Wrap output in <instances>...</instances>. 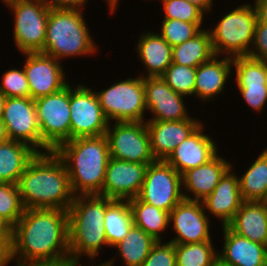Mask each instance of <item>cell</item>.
<instances>
[{
  "instance_id": "obj_21",
  "label": "cell",
  "mask_w": 267,
  "mask_h": 266,
  "mask_svg": "<svg viewBox=\"0 0 267 266\" xmlns=\"http://www.w3.org/2000/svg\"><path fill=\"white\" fill-rule=\"evenodd\" d=\"M223 249L218 263L223 266H267V246L242 237L227 226L222 227Z\"/></svg>"
},
{
  "instance_id": "obj_47",
  "label": "cell",
  "mask_w": 267,
  "mask_h": 266,
  "mask_svg": "<svg viewBox=\"0 0 267 266\" xmlns=\"http://www.w3.org/2000/svg\"><path fill=\"white\" fill-rule=\"evenodd\" d=\"M12 227L0 216V239H11Z\"/></svg>"
},
{
  "instance_id": "obj_25",
  "label": "cell",
  "mask_w": 267,
  "mask_h": 266,
  "mask_svg": "<svg viewBox=\"0 0 267 266\" xmlns=\"http://www.w3.org/2000/svg\"><path fill=\"white\" fill-rule=\"evenodd\" d=\"M137 48L139 59L143 63L145 73L141 77H161L172 64V46L159 34L147 31L139 36Z\"/></svg>"
},
{
  "instance_id": "obj_26",
  "label": "cell",
  "mask_w": 267,
  "mask_h": 266,
  "mask_svg": "<svg viewBox=\"0 0 267 266\" xmlns=\"http://www.w3.org/2000/svg\"><path fill=\"white\" fill-rule=\"evenodd\" d=\"M37 153L31 146L19 141L9 139L0 143V182L18 184Z\"/></svg>"
},
{
  "instance_id": "obj_22",
  "label": "cell",
  "mask_w": 267,
  "mask_h": 266,
  "mask_svg": "<svg viewBox=\"0 0 267 266\" xmlns=\"http://www.w3.org/2000/svg\"><path fill=\"white\" fill-rule=\"evenodd\" d=\"M234 165L220 179L214 191L202 202L208 214L220 219L221 225L227 226L244 202L239 187L238 175ZM233 171V172H232Z\"/></svg>"
},
{
  "instance_id": "obj_38",
  "label": "cell",
  "mask_w": 267,
  "mask_h": 266,
  "mask_svg": "<svg viewBox=\"0 0 267 266\" xmlns=\"http://www.w3.org/2000/svg\"><path fill=\"white\" fill-rule=\"evenodd\" d=\"M0 92L7 97H30L24 69L7 70L1 77Z\"/></svg>"
},
{
  "instance_id": "obj_15",
  "label": "cell",
  "mask_w": 267,
  "mask_h": 266,
  "mask_svg": "<svg viewBox=\"0 0 267 266\" xmlns=\"http://www.w3.org/2000/svg\"><path fill=\"white\" fill-rule=\"evenodd\" d=\"M23 69L28 80L30 98L35 100L42 96L56 93L66 87V81L61 62L52 56L41 52L24 53Z\"/></svg>"
},
{
  "instance_id": "obj_11",
  "label": "cell",
  "mask_w": 267,
  "mask_h": 266,
  "mask_svg": "<svg viewBox=\"0 0 267 266\" xmlns=\"http://www.w3.org/2000/svg\"><path fill=\"white\" fill-rule=\"evenodd\" d=\"M109 123L92 88L70 85V139L104 135Z\"/></svg>"
},
{
  "instance_id": "obj_17",
  "label": "cell",
  "mask_w": 267,
  "mask_h": 266,
  "mask_svg": "<svg viewBox=\"0 0 267 266\" xmlns=\"http://www.w3.org/2000/svg\"><path fill=\"white\" fill-rule=\"evenodd\" d=\"M145 105L153 115V121H179L191 117L184 102V96L170 88L162 77L144 78Z\"/></svg>"
},
{
  "instance_id": "obj_36",
  "label": "cell",
  "mask_w": 267,
  "mask_h": 266,
  "mask_svg": "<svg viewBox=\"0 0 267 266\" xmlns=\"http://www.w3.org/2000/svg\"><path fill=\"white\" fill-rule=\"evenodd\" d=\"M203 23H188L177 19H163L161 22L160 35L172 47L182 44L193 38L203 28Z\"/></svg>"
},
{
  "instance_id": "obj_31",
  "label": "cell",
  "mask_w": 267,
  "mask_h": 266,
  "mask_svg": "<svg viewBox=\"0 0 267 266\" xmlns=\"http://www.w3.org/2000/svg\"><path fill=\"white\" fill-rule=\"evenodd\" d=\"M104 229L109 247H114L134 225L128 200L114 199L106 208Z\"/></svg>"
},
{
  "instance_id": "obj_34",
  "label": "cell",
  "mask_w": 267,
  "mask_h": 266,
  "mask_svg": "<svg viewBox=\"0 0 267 266\" xmlns=\"http://www.w3.org/2000/svg\"><path fill=\"white\" fill-rule=\"evenodd\" d=\"M161 77L179 95L194 96L196 68L172 63Z\"/></svg>"
},
{
  "instance_id": "obj_10",
  "label": "cell",
  "mask_w": 267,
  "mask_h": 266,
  "mask_svg": "<svg viewBox=\"0 0 267 266\" xmlns=\"http://www.w3.org/2000/svg\"><path fill=\"white\" fill-rule=\"evenodd\" d=\"M137 198L170 213L184 199L181 174L166 161L156 160L148 165Z\"/></svg>"
},
{
  "instance_id": "obj_28",
  "label": "cell",
  "mask_w": 267,
  "mask_h": 266,
  "mask_svg": "<svg viewBox=\"0 0 267 266\" xmlns=\"http://www.w3.org/2000/svg\"><path fill=\"white\" fill-rule=\"evenodd\" d=\"M128 202L134 225L142 228L156 241H163L162 233L170 227L169 212L142 202L137 197L129 199Z\"/></svg>"
},
{
  "instance_id": "obj_35",
  "label": "cell",
  "mask_w": 267,
  "mask_h": 266,
  "mask_svg": "<svg viewBox=\"0 0 267 266\" xmlns=\"http://www.w3.org/2000/svg\"><path fill=\"white\" fill-rule=\"evenodd\" d=\"M17 184L0 182V216L13 227L24 213Z\"/></svg>"
},
{
  "instance_id": "obj_42",
  "label": "cell",
  "mask_w": 267,
  "mask_h": 266,
  "mask_svg": "<svg viewBox=\"0 0 267 266\" xmlns=\"http://www.w3.org/2000/svg\"><path fill=\"white\" fill-rule=\"evenodd\" d=\"M50 8L56 9H84L88 0H46Z\"/></svg>"
},
{
  "instance_id": "obj_6",
  "label": "cell",
  "mask_w": 267,
  "mask_h": 266,
  "mask_svg": "<svg viewBox=\"0 0 267 266\" xmlns=\"http://www.w3.org/2000/svg\"><path fill=\"white\" fill-rule=\"evenodd\" d=\"M257 15L252 4L237 6L210 30L215 55L230 58L248 56L254 38Z\"/></svg>"
},
{
  "instance_id": "obj_39",
  "label": "cell",
  "mask_w": 267,
  "mask_h": 266,
  "mask_svg": "<svg viewBox=\"0 0 267 266\" xmlns=\"http://www.w3.org/2000/svg\"><path fill=\"white\" fill-rule=\"evenodd\" d=\"M141 266H177L175 244L157 241Z\"/></svg>"
},
{
  "instance_id": "obj_40",
  "label": "cell",
  "mask_w": 267,
  "mask_h": 266,
  "mask_svg": "<svg viewBox=\"0 0 267 266\" xmlns=\"http://www.w3.org/2000/svg\"><path fill=\"white\" fill-rule=\"evenodd\" d=\"M244 101L255 112H262L267 105V84L236 85Z\"/></svg>"
},
{
  "instance_id": "obj_30",
  "label": "cell",
  "mask_w": 267,
  "mask_h": 266,
  "mask_svg": "<svg viewBox=\"0 0 267 266\" xmlns=\"http://www.w3.org/2000/svg\"><path fill=\"white\" fill-rule=\"evenodd\" d=\"M157 241L142 228L133 225L127 235L113 248H117V255L125 266H141L152 246Z\"/></svg>"
},
{
  "instance_id": "obj_13",
  "label": "cell",
  "mask_w": 267,
  "mask_h": 266,
  "mask_svg": "<svg viewBox=\"0 0 267 266\" xmlns=\"http://www.w3.org/2000/svg\"><path fill=\"white\" fill-rule=\"evenodd\" d=\"M1 118L10 140L25 143L41 153V133L33 99L7 97Z\"/></svg>"
},
{
  "instance_id": "obj_44",
  "label": "cell",
  "mask_w": 267,
  "mask_h": 266,
  "mask_svg": "<svg viewBox=\"0 0 267 266\" xmlns=\"http://www.w3.org/2000/svg\"><path fill=\"white\" fill-rule=\"evenodd\" d=\"M11 239H0V266H8L10 263Z\"/></svg>"
},
{
  "instance_id": "obj_46",
  "label": "cell",
  "mask_w": 267,
  "mask_h": 266,
  "mask_svg": "<svg viewBox=\"0 0 267 266\" xmlns=\"http://www.w3.org/2000/svg\"><path fill=\"white\" fill-rule=\"evenodd\" d=\"M187 2H190L194 5H196L198 8H200L204 13H208L209 10L212 13L213 3L214 0H186Z\"/></svg>"
},
{
  "instance_id": "obj_18",
  "label": "cell",
  "mask_w": 267,
  "mask_h": 266,
  "mask_svg": "<svg viewBox=\"0 0 267 266\" xmlns=\"http://www.w3.org/2000/svg\"><path fill=\"white\" fill-rule=\"evenodd\" d=\"M196 119L153 121L146 119L151 152L155 160H166L175 148L203 122Z\"/></svg>"
},
{
  "instance_id": "obj_50",
  "label": "cell",
  "mask_w": 267,
  "mask_h": 266,
  "mask_svg": "<svg viewBox=\"0 0 267 266\" xmlns=\"http://www.w3.org/2000/svg\"><path fill=\"white\" fill-rule=\"evenodd\" d=\"M120 0H106V3L108 2L107 6L109 8V12L115 13L116 9L118 8Z\"/></svg>"
},
{
  "instance_id": "obj_20",
  "label": "cell",
  "mask_w": 267,
  "mask_h": 266,
  "mask_svg": "<svg viewBox=\"0 0 267 266\" xmlns=\"http://www.w3.org/2000/svg\"><path fill=\"white\" fill-rule=\"evenodd\" d=\"M231 167L232 163L217 153L207 163L185 171L181 175L184 199L203 201L214 191L220 179Z\"/></svg>"
},
{
  "instance_id": "obj_41",
  "label": "cell",
  "mask_w": 267,
  "mask_h": 266,
  "mask_svg": "<svg viewBox=\"0 0 267 266\" xmlns=\"http://www.w3.org/2000/svg\"><path fill=\"white\" fill-rule=\"evenodd\" d=\"M249 57L267 62V24L256 22Z\"/></svg>"
},
{
  "instance_id": "obj_14",
  "label": "cell",
  "mask_w": 267,
  "mask_h": 266,
  "mask_svg": "<svg viewBox=\"0 0 267 266\" xmlns=\"http://www.w3.org/2000/svg\"><path fill=\"white\" fill-rule=\"evenodd\" d=\"M202 201L183 199L169 213V226L177 234L169 242L174 244L212 241L210 218ZM173 225V226H172Z\"/></svg>"
},
{
  "instance_id": "obj_45",
  "label": "cell",
  "mask_w": 267,
  "mask_h": 266,
  "mask_svg": "<svg viewBox=\"0 0 267 266\" xmlns=\"http://www.w3.org/2000/svg\"><path fill=\"white\" fill-rule=\"evenodd\" d=\"M254 8L257 15V22L267 24V0H255Z\"/></svg>"
},
{
  "instance_id": "obj_16",
  "label": "cell",
  "mask_w": 267,
  "mask_h": 266,
  "mask_svg": "<svg viewBox=\"0 0 267 266\" xmlns=\"http://www.w3.org/2000/svg\"><path fill=\"white\" fill-rule=\"evenodd\" d=\"M148 165L110 157L106 166L102 196L116 200H129L137 197Z\"/></svg>"
},
{
  "instance_id": "obj_4",
  "label": "cell",
  "mask_w": 267,
  "mask_h": 266,
  "mask_svg": "<svg viewBox=\"0 0 267 266\" xmlns=\"http://www.w3.org/2000/svg\"><path fill=\"white\" fill-rule=\"evenodd\" d=\"M114 199L102 195L75 196L69 217V256L80 259L87 256L90 264L97 258L100 249L109 246L104 229L107 206Z\"/></svg>"
},
{
  "instance_id": "obj_3",
  "label": "cell",
  "mask_w": 267,
  "mask_h": 266,
  "mask_svg": "<svg viewBox=\"0 0 267 266\" xmlns=\"http://www.w3.org/2000/svg\"><path fill=\"white\" fill-rule=\"evenodd\" d=\"M54 151L66 166L74 196L102 195L106 166L110 158L105 134L70 139Z\"/></svg>"
},
{
  "instance_id": "obj_9",
  "label": "cell",
  "mask_w": 267,
  "mask_h": 266,
  "mask_svg": "<svg viewBox=\"0 0 267 266\" xmlns=\"http://www.w3.org/2000/svg\"><path fill=\"white\" fill-rule=\"evenodd\" d=\"M41 133V153L70 140V84L34 100Z\"/></svg>"
},
{
  "instance_id": "obj_51",
  "label": "cell",
  "mask_w": 267,
  "mask_h": 266,
  "mask_svg": "<svg viewBox=\"0 0 267 266\" xmlns=\"http://www.w3.org/2000/svg\"><path fill=\"white\" fill-rule=\"evenodd\" d=\"M5 103H6V97L0 92V118L3 115Z\"/></svg>"
},
{
  "instance_id": "obj_33",
  "label": "cell",
  "mask_w": 267,
  "mask_h": 266,
  "mask_svg": "<svg viewBox=\"0 0 267 266\" xmlns=\"http://www.w3.org/2000/svg\"><path fill=\"white\" fill-rule=\"evenodd\" d=\"M237 85L266 84L267 62L249 56L232 58Z\"/></svg>"
},
{
  "instance_id": "obj_52",
  "label": "cell",
  "mask_w": 267,
  "mask_h": 266,
  "mask_svg": "<svg viewBox=\"0 0 267 266\" xmlns=\"http://www.w3.org/2000/svg\"><path fill=\"white\" fill-rule=\"evenodd\" d=\"M13 1H14V0H2V3L6 5V4H8V3H10V2H13Z\"/></svg>"
},
{
  "instance_id": "obj_5",
  "label": "cell",
  "mask_w": 267,
  "mask_h": 266,
  "mask_svg": "<svg viewBox=\"0 0 267 266\" xmlns=\"http://www.w3.org/2000/svg\"><path fill=\"white\" fill-rule=\"evenodd\" d=\"M82 11L80 9H49L42 53L61 62L64 58L92 56L98 52L99 49L93 41Z\"/></svg>"
},
{
  "instance_id": "obj_43",
  "label": "cell",
  "mask_w": 267,
  "mask_h": 266,
  "mask_svg": "<svg viewBox=\"0 0 267 266\" xmlns=\"http://www.w3.org/2000/svg\"><path fill=\"white\" fill-rule=\"evenodd\" d=\"M15 266H69V258L63 260L14 261Z\"/></svg>"
},
{
  "instance_id": "obj_2",
  "label": "cell",
  "mask_w": 267,
  "mask_h": 266,
  "mask_svg": "<svg viewBox=\"0 0 267 266\" xmlns=\"http://www.w3.org/2000/svg\"><path fill=\"white\" fill-rule=\"evenodd\" d=\"M17 185L25 209L68 210L75 197L66 166L55 151L37 153Z\"/></svg>"
},
{
  "instance_id": "obj_7",
  "label": "cell",
  "mask_w": 267,
  "mask_h": 266,
  "mask_svg": "<svg viewBox=\"0 0 267 266\" xmlns=\"http://www.w3.org/2000/svg\"><path fill=\"white\" fill-rule=\"evenodd\" d=\"M104 115L109 122H143L145 113L144 78L139 74L115 82L97 92ZM146 111V112H145Z\"/></svg>"
},
{
  "instance_id": "obj_48",
  "label": "cell",
  "mask_w": 267,
  "mask_h": 266,
  "mask_svg": "<svg viewBox=\"0 0 267 266\" xmlns=\"http://www.w3.org/2000/svg\"><path fill=\"white\" fill-rule=\"evenodd\" d=\"M115 257H113V259L111 258L109 261H106V262H104V263H100V264H96L95 266H114V261H115V259H114ZM81 261H80V259H73V258H69V266H85V265H83L82 263H80ZM89 266V265H88ZM90 266H93V264L92 265H90Z\"/></svg>"
},
{
  "instance_id": "obj_49",
  "label": "cell",
  "mask_w": 267,
  "mask_h": 266,
  "mask_svg": "<svg viewBox=\"0 0 267 266\" xmlns=\"http://www.w3.org/2000/svg\"><path fill=\"white\" fill-rule=\"evenodd\" d=\"M7 140H9V137L6 131V126L2 121V118H0V143L5 142Z\"/></svg>"
},
{
  "instance_id": "obj_29",
  "label": "cell",
  "mask_w": 267,
  "mask_h": 266,
  "mask_svg": "<svg viewBox=\"0 0 267 266\" xmlns=\"http://www.w3.org/2000/svg\"><path fill=\"white\" fill-rule=\"evenodd\" d=\"M238 178L243 201L267 202V147Z\"/></svg>"
},
{
  "instance_id": "obj_8",
  "label": "cell",
  "mask_w": 267,
  "mask_h": 266,
  "mask_svg": "<svg viewBox=\"0 0 267 266\" xmlns=\"http://www.w3.org/2000/svg\"><path fill=\"white\" fill-rule=\"evenodd\" d=\"M14 16L13 39L22 53L43 52L49 5L46 0H14L6 4Z\"/></svg>"
},
{
  "instance_id": "obj_32",
  "label": "cell",
  "mask_w": 267,
  "mask_h": 266,
  "mask_svg": "<svg viewBox=\"0 0 267 266\" xmlns=\"http://www.w3.org/2000/svg\"><path fill=\"white\" fill-rule=\"evenodd\" d=\"M177 266H216L218 250L212 241L175 244Z\"/></svg>"
},
{
  "instance_id": "obj_12",
  "label": "cell",
  "mask_w": 267,
  "mask_h": 266,
  "mask_svg": "<svg viewBox=\"0 0 267 266\" xmlns=\"http://www.w3.org/2000/svg\"><path fill=\"white\" fill-rule=\"evenodd\" d=\"M105 136L111 158L146 164L156 161L151 152L146 121L109 123Z\"/></svg>"
},
{
  "instance_id": "obj_37",
  "label": "cell",
  "mask_w": 267,
  "mask_h": 266,
  "mask_svg": "<svg viewBox=\"0 0 267 266\" xmlns=\"http://www.w3.org/2000/svg\"><path fill=\"white\" fill-rule=\"evenodd\" d=\"M163 4V19H177L188 23H203L205 13L186 0H160Z\"/></svg>"
},
{
  "instance_id": "obj_1",
  "label": "cell",
  "mask_w": 267,
  "mask_h": 266,
  "mask_svg": "<svg viewBox=\"0 0 267 266\" xmlns=\"http://www.w3.org/2000/svg\"><path fill=\"white\" fill-rule=\"evenodd\" d=\"M68 258V210L25 209L22 217L12 227L10 262Z\"/></svg>"
},
{
  "instance_id": "obj_19",
  "label": "cell",
  "mask_w": 267,
  "mask_h": 266,
  "mask_svg": "<svg viewBox=\"0 0 267 266\" xmlns=\"http://www.w3.org/2000/svg\"><path fill=\"white\" fill-rule=\"evenodd\" d=\"M204 129L205 125L202 123L165 160L179 174L207 163L218 153L215 140L203 133Z\"/></svg>"
},
{
  "instance_id": "obj_27",
  "label": "cell",
  "mask_w": 267,
  "mask_h": 266,
  "mask_svg": "<svg viewBox=\"0 0 267 266\" xmlns=\"http://www.w3.org/2000/svg\"><path fill=\"white\" fill-rule=\"evenodd\" d=\"M215 55L209 28L202 29L193 38L172 47V63L197 68Z\"/></svg>"
},
{
  "instance_id": "obj_24",
  "label": "cell",
  "mask_w": 267,
  "mask_h": 266,
  "mask_svg": "<svg viewBox=\"0 0 267 266\" xmlns=\"http://www.w3.org/2000/svg\"><path fill=\"white\" fill-rule=\"evenodd\" d=\"M227 227L242 237L267 246V202L244 201Z\"/></svg>"
},
{
  "instance_id": "obj_23",
  "label": "cell",
  "mask_w": 267,
  "mask_h": 266,
  "mask_svg": "<svg viewBox=\"0 0 267 266\" xmlns=\"http://www.w3.org/2000/svg\"><path fill=\"white\" fill-rule=\"evenodd\" d=\"M220 57V58H219ZM232 58L214 55L209 61L196 68L194 97L205 103L224 93L227 80L231 77ZM223 91V92H222Z\"/></svg>"
}]
</instances>
